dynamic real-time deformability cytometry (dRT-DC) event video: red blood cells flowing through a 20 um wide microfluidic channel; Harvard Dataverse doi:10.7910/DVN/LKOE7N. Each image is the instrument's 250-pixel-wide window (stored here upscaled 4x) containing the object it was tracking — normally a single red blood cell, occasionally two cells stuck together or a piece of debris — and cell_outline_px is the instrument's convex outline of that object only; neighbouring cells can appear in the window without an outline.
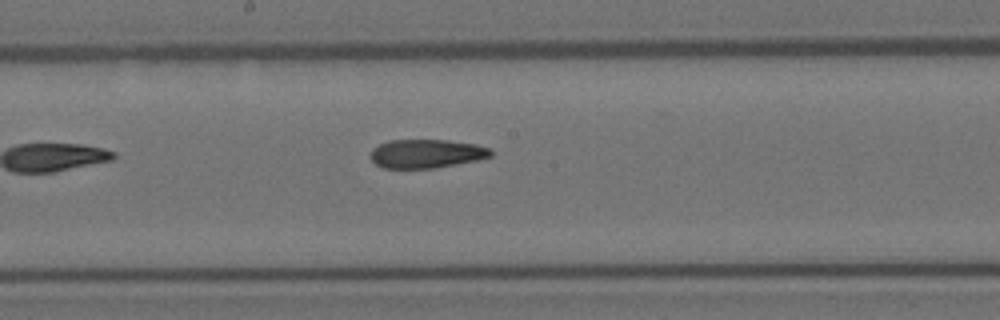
{"species": "Egyptian fruit bat (a non-hibernating species)", "species_latin": "Rousettus aegyptiacus", "temperature_condition": "room temperature", "stored_images_in_passage": 8, "camera_frame_rate_fps": 3000, "um_per_image_px": 0.085, "animal": {"sex": "female"}, "frame": {"image": 1, "passage_image": 8, "time_ms": 2.333, "image_size_px": [1000, 320], "cell_outline_px": [[492, 156], [476, 160], [436, 168], [384, 168], [376, 164], [368, 156], [372, 148], [388, 140], [444, 140], [476, 144], [488, 148], [492, 152]], "centroid_in_image_um": [36.2, 13.06], "position_along_channel_um": 212.0, "area_um2": 20.11}}